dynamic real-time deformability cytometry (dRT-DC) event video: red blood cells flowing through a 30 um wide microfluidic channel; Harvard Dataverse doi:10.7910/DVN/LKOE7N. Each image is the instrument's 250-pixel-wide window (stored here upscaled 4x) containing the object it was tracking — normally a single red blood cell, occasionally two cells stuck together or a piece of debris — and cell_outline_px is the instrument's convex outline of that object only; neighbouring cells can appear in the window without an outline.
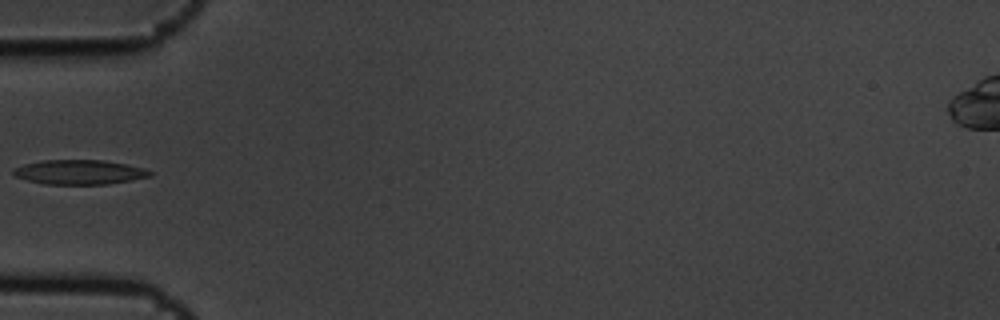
{"species": "common noctule bat (a hibernating species)", "species_latin": "Nyctalus noctula", "temperature_condition": "cold", "stored_images_in_passage": 3, "camera_frame_rate_fps": 3000, "um_per_image_px": 0.085, "animal": {"sex": "male", "body_mass_g": 19.5, "forearm_length_mm": 54.6}, "frame": {"image": 1, "passage_image": 3, "time_ms": 0.667, "image_size_px": [1000, 320], "cell_outline_px": [[152, 176], [132, 180], [108, 184], [44, 184], [28, 180], [16, 176], [12, 172], [12, 168], [24, 164], [44, 160], [104, 160], [128, 164], [144, 168], [152, 172]], "centroid_in_image_um": [6.77, 14.62], "position_along_channel_um": 78.2, "area_um2": 19.59}}